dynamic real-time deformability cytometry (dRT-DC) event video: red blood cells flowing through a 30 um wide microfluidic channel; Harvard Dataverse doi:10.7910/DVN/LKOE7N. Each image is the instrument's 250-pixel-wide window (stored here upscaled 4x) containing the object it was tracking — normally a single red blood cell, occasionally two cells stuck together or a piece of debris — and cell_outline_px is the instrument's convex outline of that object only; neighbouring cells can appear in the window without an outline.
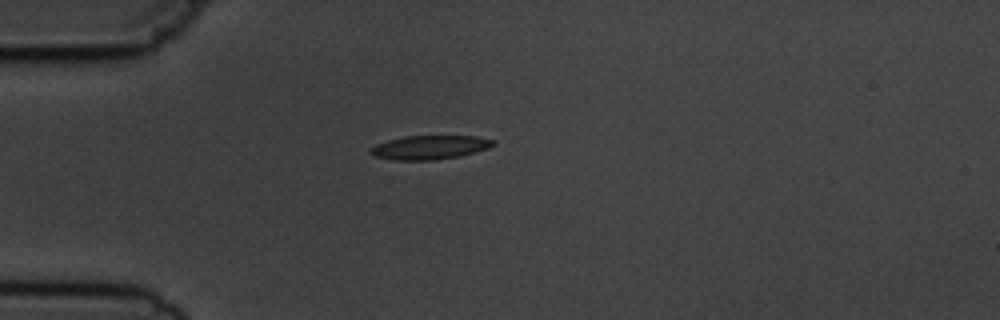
{"species": "common noctule bat (a hibernating species)", "species_latin": "Nyctalus noctula", "temperature_condition": "cold", "stored_images_in_passage": 5, "camera_frame_rate_fps": 3000, "um_per_image_px": 0.085, "animal": {"sex": "male", "body_mass_g": 19.5, "forearm_length_mm": 54.6}, "frame": {"image": 1, "passage_image": 5, "time_ms": 4.667, "image_size_px": [1000, 320], "cell_outline_px": [[496, 144], [488, 148], [460, 156], [432, 160], [396, 160], [372, 156], [368, 152], [376, 144], [388, 140], [404, 136], [476, 136], [492, 140]], "centroid_in_image_um": [36.49, 12.53], "position_along_channel_um": 48.5, "area_um2": 16.99}}